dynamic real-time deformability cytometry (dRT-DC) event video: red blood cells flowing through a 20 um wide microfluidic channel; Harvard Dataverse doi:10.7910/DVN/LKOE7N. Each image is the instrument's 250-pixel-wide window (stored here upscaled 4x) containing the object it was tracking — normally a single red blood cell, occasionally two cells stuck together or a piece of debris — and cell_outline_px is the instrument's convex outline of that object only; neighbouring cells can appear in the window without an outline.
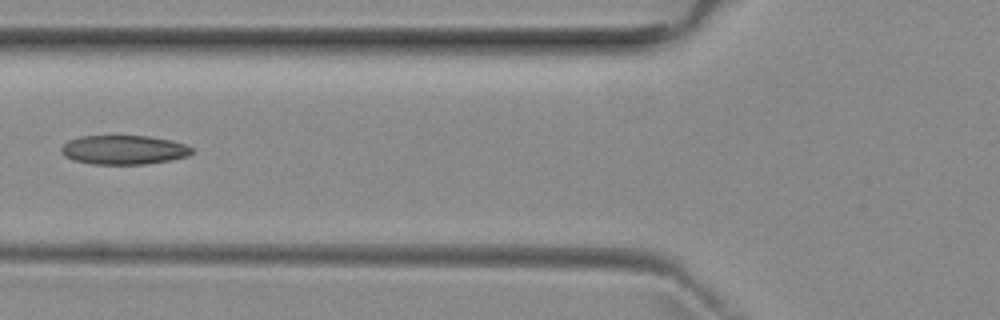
{"species": "common noctule bat (a hibernating species)", "species_latin": "Nyctalus noctula", "temperature_condition": "room temperature", "stored_images_in_passage": 3, "camera_frame_rate_fps": 3000, "um_per_image_px": 0.085, "animal": {"sex": "female", "body_mass_g": 29.2, "forearm_length_mm": 56.3}, "frame": {"image": 1, "passage_image": 3, "time_ms": 2.333, "image_size_px": [1000, 320], "cell_outline_px": [[192, 152], [188, 156], [172, 160], [148, 164], [92, 164], [72, 160], [64, 156], [60, 152], [60, 148], [68, 140], [80, 136], [148, 136], [172, 140], [184, 144], [192, 148]], "centroid_in_image_um": [10.5, 12.74], "position_along_channel_um": 115.3, "area_um2": 22.37}}